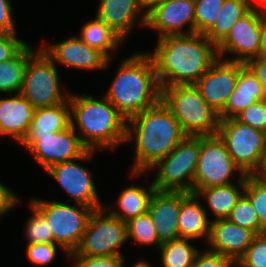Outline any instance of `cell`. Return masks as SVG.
<instances>
[{"mask_svg":"<svg viewBox=\"0 0 266 267\" xmlns=\"http://www.w3.org/2000/svg\"><path fill=\"white\" fill-rule=\"evenodd\" d=\"M151 56L160 87L195 84L219 58L217 46L204 34L158 38Z\"/></svg>","mask_w":266,"mask_h":267,"instance_id":"obj_1","label":"cell"},{"mask_svg":"<svg viewBox=\"0 0 266 267\" xmlns=\"http://www.w3.org/2000/svg\"><path fill=\"white\" fill-rule=\"evenodd\" d=\"M186 135L170 108L161 99L127 120L126 142H135L132 175L140 176L171 153Z\"/></svg>","mask_w":266,"mask_h":267,"instance_id":"obj_2","label":"cell"},{"mask_svg":"<svg viewBox=\"0 0 266 267\" xmlns=\"http://www.w3.org/2000/svg\"><path fill=\"white\" fill-rule=\"evenodd\" d=\"M105 93L107 100L126 120L161 100L162 90L149 53L124 59Z\"/></svg>","mask_w":266,"mask_h":267,"instance_id":"obj_3","label":"cell"},{"mask_svg":"<svg viewBox=\"0 0 266 267\" xmlns=\"http://www.w3.org/2000/svg\"><path fill=\"white\" fill-rule=\"evenodd\" d=\"M69 103L71 125L81 133L79 138L87 149L112 150L126 142L127 120L105 96L96 99L70 93Z\"/></svg>","mask_w":266,"mask_h":267,"instance_id":"obj_4","label":"cell"},{"mask_svg":"<svg viewBox=\"0 0 266 267\" xmlns=\"http://www.w3.org/2000/svg\"><path fill=\"white\" fill-rule=\"evenodd\" d=\"M161 90V99L179 121L186 136L216 134L219 114L202 98L194 84L161 87Z\"/></svg>","mask_w":266,"mask_h":267,"instance_id":"obj_5","label":"cell"},{"mask_svg":"<svg viewBox=\"0 0 266 267\" xmlns=\"http://www.w3.org/2000/svg\"><path fill=\"white\" fill-rule=\"evenodd\" d=\"M200 152V136H186L175 149L150 170L158 169L153 185L158 191L193 193L194 176Z\"/></svg>","mask_w":266,"mask_h":267,"instance_id":"obj_6","label":"cell"},{"mask_svg":"<svg viewBox=\"0 0 266 267\" xmlns=\"http://www.w3.org/2000/svg\"><path fill=\"white\" fill-rule=\"evenodd\" d=\"M30 204L46 218L56 244L68 254L79 247L94 208L79 203L71 206L56 200L45 201L36 198L32 199Z\"/></svg>","mask_w":266,"mask_h":267,"instance_id":"obj_7","label":"cell"},{"mask_svg":"<svg viewBox=\"0 0 266 267\" xmlns=\"http://www.w3.org/2000/svg\"><path fill=\"white\" fill-rule=\"evenodd\" d=\"M39 49L28 59L20 91L35 109L58 105L70 97L59 83L57 65Z\"/></svg>","mask_w":266,"mask_h":267,"instance_id":"obj_8","label":"cell"},{"mask_svg":"<svg viewBox=\"0 0 266 267\" xmlns=\"http://www.w3.org/2000/svg\"><path fill=\"white\" fill-rule=\"evenodd\" d=\"M216 134L245 175H253L259 169L266 152V133L228 118L219 121Z\"/></svg>","mask_w":266,"mask_h":267,"instance_id":"obj_9","label":"cell"},{"mask_svg":"<svg viewBox=\"0 0 266 267\" xmlns=\"http://www.w3.org/2000/svg\"><path fill=\"white\" fill-rule=\"evenodd\" d=\"M127 240L126 222L105 207L94 209L79 247L69 255L123 256L119 249Z\"/></svg>","mask_w":266,"mask_h":267,"instance_id":"obj_10","label":"cell"},{"mask_svg":"<svg viewBox=\"0 0 266 267\" xmlns=\"http://www.w3.org/2000/svg\"><path fill=\"white\" fill-rule=\"evenodd\" d=\"M238 172L244 174L234 163L222 140L217 134L200 136V152L194 176L195 194L202 188L229 185Z\"/></svg>","mask_w":266,"mask_h":267,"instance_id":"obj_11","label":"cell"},{"mask_svg":"<svg viewBox=\"0 0 266 267\" xmlns=\"http://www.w3.org/2000/svg\"><path fill=\"white\" fill-rule=\"evenodd\" d=\"M94 152L95 150L87 149L79 158L50 166L46 173L50 174L76 203L99 209L104 205L93 182L91 170L76 162L89 161Z\"/></svg>","mask_w":266,"mask_h":267,"instance_id":"obj_12","label":"cell"},{"mask_svg":"<svg viewBox=\"0 0 266 267\" xmlns=\"http://www.w3.org/2000/svg\"><path fill=\"white\" fill-rule=\"evenodd\" d=\"M146 2V28L158 31V38L195 33L194 0H146ZM185 25L189 26L187 31H183Z\"/></svg>","mask_w":266,"mask_h":267,"instance_id":"obj_13","label":"cell"},{"mask_svg":"<svg viewBox=\"0 0 266 267\" xmlns=\"http://www.w3.org/2000/svg\"><path fill=\"white\" fill-rule=\"evenodd\" d=\"M21 146L45 170L56 163L79 158L87 150L72 125L52 135L39 136V139H24Z\"/></svg>","mask_w":266,"mask_h":267,"instance_id":"obj_14","label":"cell"},{"mask_svg":"<svg viewBox=\"0 0 266 267\" xmlns=\"http://www.w3.org/2000/svg\"><path fill=\"white\" fill-rule=\"evenodd\" d=\"M260 8H252L230 29L228 35L217 45L218 57L225 60L246 63L260 56ZM226 52V53H225ZM226 54V55H225Z\"/></svg>","mask_w":266,"mask_h":267,"instance_id":"obj_15","label":"cell"},{"mask_svg":"<svg viewBox=\"0 0 266 267\" xmlns=\"http://www.w3.org/2000/svg\"><path fill=\"white\" fill-rule=\"evenodd\" d=\"M245 63L218 58L199 78L194 86L202 98L218 114H220L229 96L235 89L239 71Z\"/></svg>","mask_w":266,"mask_h":267,"instance_id":"obj_16","label":"cell"},{"mask_svg":"<svg viewBox=\"0 0 266 267\" xmlns=\"http://www.w3.org/2000/svg\"><path fill=\"white\" fill-rule=\"evenodd\" d=\"M55 63L83 70H102L110 60L99 50L91 48L77 35L56 44L40 47Z\"/></svg>","mask_w":266,"mask_h":267,"instance_id":"obj_17","label":"cell"},{"mask_svg":"<svg viewBox=\"0 0 266 267\" xmlns=\"http://www.w3.org/2000/svg\"><path fill=\"white\" fill-rule=\"evenodd\" d=\"M99 2L96 17L124 42L135 23L139 22L140 26L146 27V0H100Z\"/></svg>","mask_w":266,"mask_h":267,"instance_id":"obj_18","label":"cell"},{"mask_svg":"<svg viewBox=\"0 0 266 267\" xmlns=\"http://www.w3.org/2000/svg\"><path fill=\"white\" fill-rule=\"evenodd\" d=\"M257 234L226 219L211 220L208 239L209 251L237 262L253 243Z\"/></svg>","mask_w":266,"mask_h":267,"instance_id":"obj_19","label":"cell"},{"mask_svg":"<svg viewBox=\"0 0 266 267\" xmlns=\"http://www.w3.org/2000/svg\"><path fill=\"white\" fill-rule=\"evenodd\" d=\"M180 208L181 191L155 190L151 196L148 212L161 243L180 238L178 228Z\"/></svg>","mask_w":266,"mask_h":267,"instance_id":"obj_20","label":"cell"},{"mask_svg":"<svg viewBox=\"0 0 266 267\" xmlns=\"http://www.w3.org/2000/svg\"><path fill=\"white\" fill-rule=\"evenodd\" d=\"M34 111L35 108L21 93L0 98V134L9 135L21 144L28 134Z\"/></svg>","mask_w":266,"mask_h":267,"instance_id":"obj_21","label":"cell"},{"mask_svg":"<svg viewBox=\"0 0 266 267\" xmlns=\"http://www.w3.org/2000/svg\"><path fill=\"white\" fill-rule=\"evenodd\" d=\"M194 193L181 191V208L178 217L180 238L197 240L205 238L208 242L211 219L207 209Z\"/></svg>","mask_w":266,"mask_h":267,"instance_id":"obj_22","label":"cell"},{"mask_svg":"<svg viewBox=\"0 0 266 267\" xmlns=\"http://www.w3.org/2000/svg\"><path fill=\"white\" fill-rule=\"evenodd\" d=\"M262 100H266V91L253 72L245 65L239 71L235 89L229 96L224 110L219 114V118L220 120L235 118L242 110Z\"/></svg>","mask_w":266,"mask_h":267,"instance_id":"obj_23","label":"cell"},{"mask_svg":"<svg viewBox=\"0 0 266 267\" xmlns=\"http://www.w3.org/2000/svg\"><path fill=\"white\" fill-rule=\"evenodd\" d=\"M245 177V174H240L237 178L238 182L236 185L232 183L229 185L202 188L195 193L197 197H204L210 211L215 217L213 220L226 219L229 216L237 201L244 194Z\"/></svg>","mask_w":266,"mask_h":267,"instance_id":"obj_24","label":"cell"},{"mask_svg":"<svg viewBox=\"0 0 266 267\" xmlns=\"http://www.w3.org/2000/svg\"><path fill=\"white\" fill-rule=\"evenodd\" d=\"M71 125L69 99L52 107L37 108L25 139H39V136L52 135Z\"/></svg>","mask_w":266,"mask_h":267,"instance_id":"obj_25","label":"cell"},{"mask_svg":"<svg viewBox=\"0 0 266 267\" xmlns=\"http://www.w3.org/2000/svg\"><path fill=\"white\" fill-rule=\"evenodd\" d=\"M155 187L153 185V181L148 188H144L143 186H129L126 187L118 196L116 204H118V208L121 209H113L110 207L113 206H105L107 211H109L113 216L120 219L121 221L127 222L129 219L142 215L148 212L149 203L151 200V196L155 191Z\"/></svg>","mask_w":266,"mask_h":267,"instance_id":"obj_26","label":"cell"},{"mask_svg":"<svg viewBox=\"0 0 266 267\" xmlns=\"http://www.w3.org/2000/svg\"><path fill=\"white\" fill-rule=\"evenodd\" d=\"M78 37L91 48L102 52L109 60H112L111 54L118 51L117 49L123 42L111 28L97 17L82 26Z\"/></svg>","mask_w":266,"mask_h":267,"instance_id":"obj_27","label":"cell"},{"mask_svg":"<svg viewBox=\"0 0 266 267\" xmlns=\"http://www.w3.org/2000/svg\"><path fill=\"white\" fill-rule=\"evenodd\" d=\"M35 52L27 43L12 59L0 62V93H20L28 59Z\"/></svg>","mask_w":266,"mask_h":267,"instance_id":"obj_28","label":"cell"},{"mask_svg":"<svg viewBox=\"0 0 266 267\" xmlns=\"http://www.w3.org/2000/svg\"><path fill=\"white\" fill-rule=\"evenodd\" d=\"M251 9L249 0H225L218 19L204 35L217 46L228 35L234 23Z\"/></svg>","mask_w":266,"mask_h":267,"instance_id":"obj_29","label":"cell"},{"mask_svg":"<svg viewBox=\"0 0 266 267\" xmlns=\"http://www.w3.org/2000/svg\"><path fill=\"white\" fill-rule=\"evenodd\" d=\"M160 253L162 267H192L200 252L190 244V239L178 238L162 243L157 249Z\"/></svg>","mask_w":266,"mask_h":267,"instance_id":"obj_30","label":"cell"},{"mask_svg":"<svg viewBox=\"0 0 266 267\" xmlns=\"http://www.w3.org/2000/svg\"><path fill=\"white\" fill-rule=\"evenodd\" d=\"M126 226L127 238L134 239V242L139 243V245H152L158 249L162 244L157 237L155 226L149 212L129 219L126 222Z\"/></svg>","mask_w":266,"mask_h":267,"instance_id":"obj_31","label":"cell"},{"mask_svg":"<svg viewBox=\"0 0 266 267\" xmlns=\"http://www.w3.org/2000/svg\"><path fill=\"white\" fill-rule=\"evenodd\" d=\"M244 195L250 200L260 222V234L266 233V183L246 175Z\"/></svg>","mask_w":266,"mask_h":267,"instance_id":"obj_32","label":"cell"},{"mask_svg":"<svg viewBox=\"0 0 266 267\" xmlns=\"http://www.w3.org/2000/svg\"><path fill=\"white\" fill-rule=\"evenodd\" d=\"M225 0H194L195 33L205 34L218 19Z\"/></svg>","mask_w":266,"mask_h":267,"instance_id":"obj_33","label":"cell"},{"mask_svg":"<svg viewBox=\"0 0 266 267\" xmlns=\"http://www.w3.org/2000/svg\"><path fill=\"white\" fill-rule=\"evenodd\" d=\"M227 219L236 225L254 231L257 235L260 234L258 214L250 200L244 194L237 201Z\"/></svg>","mask_w":266,"mask_h":267,"instance_id":"obj_34","label":"cell"},{"mask_svg":"<svg viewBox=\"0 0 266 267\" xmlns=\"http://www.w3.org/2000/svg\"><path fill=\"white\" fill-rule=\"evenodd\" d=\"M30 207L33 214L29 217L24 229L28 244L55 243L46 218L32 204Z\"/></svg>","mask_w":266,"mask_h":267,"instance_id":"obj_35","label":"cell"},{"mask_svg":"<svg viewBox=\"0 0 266 267\" xmlns=\"http://www.w3.org/2000/svg\"><path fill=\"white\" fill-rule=\"evenodd\" d=\"M239 267H266V233L258 234L236 262Z\"/></svg>","mask_w":266,"mask_h":267,"instance_id":"obj_36","label":"cell"},{"mask_svg":"<svg viewBox=\"0 0 266 267\" xmlns=\"http://www.w3.org/2000/svg\"><path fill=\"white\" fill-rule=\"evenodd\" d=\"M57 247L62 249L69 259V254L59 244L56 243L27 244V259H29V261L35 265H48L55 259Z\"/></svg>","mask_w":266,"mask_h":267,"instance_id":"obj_37","label":"cell"},{"mask_svg":"<svg viewBox=\"0 0 266 267\" xmlns=\"http://www.w3.org/2000/svg\"><path fill=\"white\" fill-rule=\"evenodd\" d=\"M241 123L266 133V100L257 101L236 117Z\"/></svg>","mask_w":266,"mask_h":267,"instance_id":"obj_38","label":"cell"},{"mask_svg":"<svg viewBox=\"0 0 266 267\" xmlns=\"http://www.w3.org/2000/svg\"><path fill=\"white\" fill-rule=\"evenodd\" d=\"M73 267H124V256L69 255Z\"/></svg>","mask_w":266,"mask_h":267,"instance_id":"obj_39","label":"cell"},{"mask_svg":"<svg viewBox=\"0 0 266 267\" xmlns=\"http://www.w3.org/2000/svg\"><path fill=\"white\" fill-rule=\"evenodd\" d=\"M234 267L236 262L231 258L211 252L207 249L200 251L192 267Z\"/></svg>","mask_w":266,"mask_h":267,"instance_id":"obj_40","label":"cell"},{"mask_svg":"<svg viewBox=\"0 0 266 267\" xmlns=\"http://www.w3.org/2000/svg\"><path fill=\"white\" fill-rule=\"evenodd\" d=\"M27 43L16 33H0V62L12 59Z\"/></svg>","mask_w":266,"mask_h":267,"instance_id":"obj_41","label":"cell"},{"mask_svg":"<svg viewBox=\"0 0 266 267\" xmlns=\"http://www.w3.org/2000/svg\"><path fill=\"white\" fill-rule=\"evenodd\" d=\"M10 0H0V33H16Z\"/></svg>","mask_w":266,"mask_h":267,"instance_id":"obj_42","label":"cell"},{"mask_svg":"<svg viewBox=\"0 0 266 267\" xmlns=\"http://www.w3.org/2000/svg\"><path fill=\"white\" fill-rule=\"evenodd\" d=\"M20 203L18 195H16L9 187L0 182V217L10 212Z\"/></svg>","mask_w":266,"mask_h":267,"instance_id":"obj_43","label":"cell"},{"mask_svg":"<svg viewBox=\"0 0 266 267\" xmlns=\"http://www.w3.org/2000/svg\"><path fill=\"white\" fill-rule=\"evenodd\" d=\"M266 91V56L253 58L245 63Z\"/></svg>","mask_w":266,"mask_h":267,"instance_id":"obj_44","label":"cell"},{"mask_svg":"<svg viewBox=\"0 0 266 267\" xmlns=\"http://www.w3.org/2000/svg\"><path fill=\"white\" fill-rule=\"evenodd\" d=\"M260 56H266V10L260 9Z\"/></svg>","mask_w":266,"mask_h":267,"instance_id":"obj_45","label":"cell"},{"mask_svg":"<svg viewBox=\"0 0 266 267\" xmlns=\"http://www.w3.org/2000/svg\"><path fill=\"white\" fill-rule=\"evenodd\" d=\"M258 180L266 183V152L262 157L259 169L253 174Z\"/></svg>","mask_w":266,"mask_h":267,"instance_id":"obj_46","label":"cell"},{"mask_svg":"<svg viewBox=\"0 0 266 267\" xmlns=\"http://www.w3.org/2000/svg\"><path fill=\"white\" fill-rule=\"evenodd\" d=\"M249 2L252 8L260 7V9L266 10V0H249Z\"/></svg>","mask_w":266,"mask_h":267,"instance_id":"obj_47","label":"cell"},{"mask_svg":"<svg viewBox=\"0 0 266 267\" xmlns=\"http://www.w3.org/2000/svg\"><path fill=\"white\" fill-rule=\"evenodd\" d=\"M132 267H151V265L147 262V261H138L137 263H135Z\"/></svg>","mask_w":266,"mask_h":267,"instance_id":"obj_48","label":"cell"}]
</instances>
